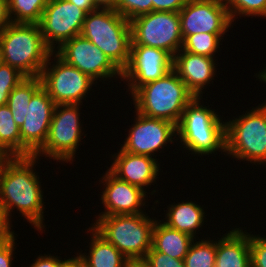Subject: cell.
<instances>
[{
  "label": "cell",
  "mask_w": 266,
  "mask_h": 267,
  "mask_svg": "<svg viewBox=\"0 0 266 267\" xmlns=\"http://www.w3.org/2000/svg\"><path fill=\"white\" fill-rule=\"evenodd\" d=\"M191 235L172 229L161 220H156L152 231V247L157 251L172 258L184 260L191 243Z\"/></svg>",
  "instance_id": "cell-21"
},
{
  "label": "cell",
  "mask_w": 266,
  "mask_h": 267,
  "mask_svg": "<svg viewBox=\"0 0 266 267\" xmlns=\"http://www.w3.org/2000/svg\"><path fill=\"white\" fill-rule=\"evenodd\" d=\"M163 220V223L172 229L187 233L193 238L196 236V231L202 228L204 224L205 211L203 206L201 207L192 201H182L176 204H171Z\"/></svg>",
  "instance_id": "cell-22"
},
{
  "label": "cell",
  "mask_w": 266,
  "mask_h": 267,
  "mask_svg": "<svg viewBox=\"0 0 266 267\" xmlns=\"http://www.w3.org/2000/svg\"><path fill=\"white\" fill-rule=\"evenodd\" d=\"M48 1L49 0H8L9 14L12 23L39 24Z\"/></svg>",
  "instance_id": "cell-26"
},
{
  "label": "cell",
  "mask_w": 266,
  "mask_h": 267,
  "mask_svg": "<svg viewBox=\"0 0 266 267\" xmlns=\"http://www.w3.org/2000/svg\"><path fill=\"white\" fill-rule=\"evenodd\" d=\"M89 253H79L86 267H124L128 259L111 243L107 242L91 226ZM92 231V232H91ZM86 254V255H85Z\"/></svg>",
  "instance_id": "cell-23"
},
{
  "label": "cell",
  "mask_w": 266,
  "mask_h": 267,
  "mask_svg": "<svg viewBox=\"0 0 266 267\" xmlns=\"http://www.w3.org/2000/svg\"><path fill=\"white\" fill-rule=\"evenodd\" d=\"M189 0H152L153 11L179 12Z\"/></svg>",
  "instance_id": "cell-35"
},
{
  "label": "cell",
  "mask_w": 266,
  "mask_h": 267,
  "mask_svg": "<svg viewBox=\"0 0 266 267\" xmlns=\"http://www.w3.org/2000/svg\"><path fill=\"white\" fill-rule=\"evenodd\" d=\"M3 63L25 77H39L53 52L44 42L39 24L11 23L0 32Z\"/></svg>",
  "instance_id": "cell-2"
},
{
  "label": "cell",
  "mask_w": 266,
  "mask_h": 267,
  "mask_svg": "<svg viewBox=\"0 0 266 267\" xmlns=\"http://www.w3.org/2000/svg\"><path fill=\"white\" fill-rule=\"evenodd\" d=\"M67 64L74 66L93 80L121 78L122 71L92 42L83 36L65 41L54 51Z\"/></svg>",
  "instance_id": "cell-12"
},
{
  "label": "cell",
  "mask_w": 266,
  "mask_h": 267,
  "mask_svg": "<svg viewBox=\"0 0 266 267\" xmlns=\"http://www.w3.org/2000/svg\"><path fill=\"white\" fill-rule=\"evenodd\" d=\"M135 113L134 124L128 129V136L121 145L124 151L154 158L156 151L159 152L167 146V143L177 141L175 124L164 119L145 116L137 111Z\"/></svg>",
  "instance_id": "cell-13"
},
{
  "label": "cell",
  "mask_w": 266,
  "mask_h": 267,
  "mask_svg": "<svg viewBox=\"0 0 266 267\" xmlns=\"http://www.w3.org/2000/svg\"><path fill=\"white\" fill-rule=\"evenodd\" d=\"M86 15L67 0H49L39 22L45 44L54 52L65 41L79 36Z\"/></svg>",
  "instance_id": "cell-11"
},
{
  "label": "cell",
  "mask_w": 266,
  "mask_h": 267,
  "mask_svg": "<svg viewBox=\"0 0 266 267\" xmlns=\"http://www.w3.org/2000/svg\"><path fill=\"white\" fill-rule=\"evenodd\" d=\"M224 35L225 33H200L186 36L181 50L214 58Z\"/></svg>",
  "instance_id": "cell-27"
},
{
  "label": "cell",
  "mask_w": 266,
  "mask_h": 267,
  "mask_svg": "<svg viewBox=\"0 0 266 267\" xmlns=\"http://www.w3.org/2000/svg\"><path fill=\"white\" fill-rule=\"evenodd\" d=\"M131 96L135 111L176 126L186 106L195 98L173 69L160 79L140 86Z\"/></svg>",
  "instance_id": "cell-4"
},
{
  "label": "cell",
  "mask_w": 266,
  "mask_h": 267,
  "mask_svg": "<svg viewBox=\"0 0 266 267\" xmlns=\"http://www.w3.org/2000/svg\"><path fill=\"white\" fill-rule=\"evenodd\" d=\"M234 119L225 122V153L235 160L266 165V101Z\"/></svg>",
  "instance_id": "cell-7"
},
{
  "label": "cell",
  "mask_w": 266,
  "mask_h": 267,
  "mask_svg": "<svg viewBox=\"0 0 266 267\" xmlns=\"http://www.w3.org/2000/svg\"><path fill=\"white\" fill-rule=\"evenodd\" d=\"M76 257H72L67 259L66 258L61 262L60 267H86L84 260L76 254Z\"/></svg>",
  "instance_id": "cell-39"
},
{
  "label": "cell",
  "mask_w": 266,
  "mask_h": 267,
  "mask_svg": "<svg viewBox=\"0 0 266 267\" xmlns=\"http://www.w3.org/2000/svg\"><path fill=\"white\" fill-rule=\"evenodd\" d=\"M51 57H55L54 61ZM39 77L42 87L56 105L81 104L82 99L87 97L86 94L90 93L92 85L98 83L79 69L67 64L55 52L48 57Z\"/></svg>",
  "instance_id": "cell-10"
},
{
  "label": "cell",
  "mask_w": 266,
  "mask_h": 267,
  "mask_svg": "<svg viewBox=\"0 0 266 267\" xmlns=\"http://www.w3.org/2000/svg\"><path fill=\"white\" fill-rule=\"evenodd\" d=\"M11 23L8 0H0V32Z\"/></svg>",
  "instance_id": "cell-38"
},
{
  "label": "cell",
  "mask_w": 266,
  "mask_h": 267,
  "mask_svg": "<svg viewBox=\"0 0 266 267\" xmlns=\"http://www.w3.org/2000/svg\"><path fill=\"white\" fill-rule=\"evenodd\" d=\"M173 57L165 50L131 45L130 61L122 71V80L132 95L140 86L156 81L172 69Z\"/></svg>",
  "instance_id": "cell-15"
},
{
  "label": "cell",
  "mask_w": 266,
  "mask_h": 267,
  "mask_svg": "<svg viewBox=\"0 0 266 267\" xmlns=\"http://www.w3.org/2000/svg\"><path fill=\"white\" fill-rule=\"evenodd\" d=\"M218 239L215 267H251L250 233L233 228Z\"/></svg>",
  "instance_id": "cell-20"
},
{
  "label": "cell",
  "mask_w": 266,
  "mask_h": 267,
  "mask_svg": "<svg viewBox=\"0 0 266 267\" xmlns=\"http://www.w3.org/2000/svg\"><path fill=\"white\" fill-rule=\"evenodd\" d=\"M214 60L208 56L180 50L173 56L172 69L195 97H202L203 89L211 84L217 71Z\"/></svg>",
  "instance_id": "cell-18"
},
{
  "label": "cell",
  "mask_w": 266,
  "mask_h": 267,
  "mask_svg": "<svg viewBox=\"0 0 266 267\" xmlns=\"http://www.w3.org/2000/svg\"><path fill=\"white\" fill-rule=\"evenodd\" d=\"M68 2L75 4L80 9L84 10L86 13L96 10L92 0H67Z\"/></svg>",
  "instance_id": "cell-40"
},
{
  "label": "cell",
  "mask_w": 266,
  "mask_h": 267,
  "mask_svg": "<svg viewBox=\"0 0 266 267\" xmlns=\"http://www.w3.org/2000/svg\"><path fill=\"white\" fill-rule=\"evenodd\" d=\"M128 21L153 11L152 0H117L115 9Z\"/></svg>",
  "instance_id": "cell-31"
},
{
  "label": "cell",
  "mask_w": 266,
  "mask_h": 267,
  "mask_svg": "<svg viewBox=\"0 0 266 267\" xmlns=\"http://www.w3.org/2000/svg\"><path fill=\"white\" fill-rule=\"evenodd\" d=\"M81 36L98 47L121 71L129 64L130 21L116 10L100 9L87 13Z\"/></svg>",
  "instance_id": "cell-5"
},
{
  "label": "cell",
  "mask_w": 266,
  "mask_h": 267,
  "mask_svg": "<svg viewBox=\"0 0 266 267\" xmlns=\"http://www.w3.org/2000/svg\"><path fill=\"white\" fill-rule=\"evenodd\" d=\"M102 178L101 182L105 188L100 200L105 210L98 216L146 213L142 210V206H147L146 191L118 179L109 170H106Z\"/></svg>",
  "instance_id": "cell-17"
},
{
  "label": "cell",
  "mask_w": 266,
  "mask_h": 267,
  "mask_svg": "<svg viewBox=\"0 0 266 267\" xmlns=\"http://www.w3.org/2000/svg\"><path fill=\"white\" fill-rule=\"evenodd\" d=\"M251 267H266V237L250 234Z\"/></svg>",
  "instance_id": "cell-32"
},
{
  "label": "cell",
  "mask_w": 266,
  "mask_h": 267,
  "mask_svg": "<svg viewBox=\"0 0 266 267\" xmlns=\"http://www.w3.org/2000/svg\"><path fill=\"white\" fill-rule=\"evenodd\" d=\"M55 106L42 86L33 94L20 127L21 156H32L44 145Z\"/></svg>",
  "instance_id": "cell-16"
},
{
  "label": "cell",
  "mask_w": 266,
  "mask_h": 267,
  "mask_svg": "<svg viewBox=\"0 0 266 267\" xmlns=\"http://www.w3.org/2000/svg\"><path fill=\"white\" fill-rule=\"evenodd\" d=\"M81 104H59L55 106L49 132L44 145L34 154L56 161L73 162L81 144L82 125L79 112Z\"/></svg>",
  "instance_id": "cell-8"
},
{
  "label": "cell",
  "mask_w": 266,
  "mask_h": 267,
  "mask_svg": "<svg viewBox=\"0 0 266 267\" xmlns=\"http://www.w3.org/2000/svg\"><path fill=\"white\" fill-rule=\"evenodd\" d=\"M124 267H148V264L143 259L128 260Z\"/></svg>",
  "instance_id": "cell-42"
},
{
  "label": "cell",
  "mask_w": 266,
  "mask_h": 267,
  "mask_svg": "<svg viewBox=\"0 0 266 267\" xmlns=\"http://www.w3.org/2000/svg\"><path fill=\"white\" fill-rule=\"evenodd\" d=\"M42 86L40 77H25L10 93L7 106L13 119L21 127L33 94Z\"/></svg>",
  "instance_id": "cell-24"
},
{
  "label": "cell",
  "mask_w": 266,
  "mask_h": 267,
  "mask_svg": "<svg viewBox=\"0 0 266 267\" xmlns=\"http://www.w3.org/2000/svg\"><path fill=\"white\" fill-rule=\"evenodd\" d=\"M96 8L116 9L117 0H92Z\"/></svg>",
  "instance_id": "cell-41"
},
{
  "label": "cell",
  "mask_w": 266,
  "mask_h": 267,
  "mask_svg": "<svg viewBox=\"0 0 266 267\" xmlns=\"http://www.w3.org/2000/svg\"><path fill=\"white\" fill-rule=\"evenodd\" d=\"M256 75H257L256 78L259 77V79H260L261 82L263 81V82L266 83V67H265V69L263 71L262 70H261V72L259 71V73L256 74Z\"/></svg>",
  "instance_id": "cell-43"
},
{
  "label": "cell",
  "mask_w": 266,
  "mask_h": 267,
  "mask_svg": "<svg viewBox=\"0 0 266 267\" xmlns=\"http://www.w3.org/2000/svg\"><path fill=\"white\" fill-rule=\"evenodd\" d=\"M3 59H2V54H1V51H0V67L3 65Z\"/></svg>",
  "instance_id": "cell-45"
},
{
  "label": "cell",
  "mask_w": 266,
  "mask_h": 267,
  "mask_svg": "<svg viewBox=\"0 0 266 267\" xmlns=\"http://www.w3.org/2000/svg\"><path fill=\"white\" fill-rule=\"evenodd\" d=\"M232 22L237 16L266 17V0H223ZM242 15V16H241Z\"/></svg>",
  "instance_id": "cell-29"
},
{
  "label": "cell",
  "mask_w": 266,
  "mask_h": 267,
  "mask_svg": "<svg viewBox=\"0 0 266 267\" xmlns=\"http://www.w3.org/2000/svg\"><path fill=\"white\" fill-rule=\"evenodd\" d=\"M25 78L16 68L3 64L0 67V106L6 105L11 91Z\"/></svg>",
  "instance_id": "cell-30"
},
{
  "label": "cell",
  "mask_w": 266,
  "mask_h": 267,
  "mask_svg": "<svg viewBox=\"0 0 266 267\" xmlns=\"http://www.w3.org/2000/svg\"><path fill=\"white\" fill-rule=\"evenodd\" d=\"M143 260L148 264V267H185L184 260L157 252L153 247L146 253Z\"/></svg>",
  "instance_id": "cell-33"
},
{
  "label": "cell",
  "mask_w": 266,
  "mask_h": 267,
  "mask_svg": "<svg viewBox=\"0 0 266 267\" xmlns=\"http://www.w3.org/2000/svg\"><path fill=\"white\" fill-rule=\"evenodd\" d=\"M58 256H52L51 254L44 256H38L34 263H32L29 267H60L62 259H59Z\"/></svg>",
  "instance_id": "cell-37"
},
{
  "label": "cell",
  "mask_w": 266,
  "mask_h": 267,
  "mask_svg": "<svg viewBox=\"0 0 266 267\" xmlns=\"http://www.w3.org/2000/svg\"><path fill=\"white\" fill-rule=\"evenodd\" d=\"M39 158L32 156L6 157L1 162L0 207L12 218L13 209L42 233L44 224V201L40 178L34 165Z\"/></svg>",
  "instance_id": "cell-1"
},
{
  "label": "cell",
  "mask_w": 266,
  "mask_h": 267,
  "mask_svg": "<svg viewBox=\"0 0 266 267\" xmlns=\"http://www.w3.org/2000/svg\"><path fill=\"white\" fill-rule=\"evenodd\" d=\"M11 218L8 213L0 207V245L15 238L14 231L11 230Z\"/></svg>",
  "instance_id": "cell-34"
},
{
  "label": "cell",
  "mask_w": 266,
  "mask_h": 267,
  "mask_svg": "<svg viewBox=\"0 0 266 267\" xmlns=\"http://www.w3.org/2000/svg\"><path fill=\"white\" fill-rule=\"evenodd\" d=\"M195 97L184 109L176 126L182 147L198 156L226 151L225 122L211 107L203 106ZM184 145V146H183Z\"/></svg>",
  "instance_id": "cell-3"
},
{
  "label": "cell",
  "mask_w": 266,
  "mask_h": 267,
  "mask_svg": "<svg viewBox=\"0 0 266 267\" xmlns=\"http://www.w3.org/2000/svg\"><path fill=\"white\" fill-rule=\"evenodd\" d=\"M6 158V156L1 152L0 150V163L3 162V160Z\"/></svg>",
  "instance_id": "cell-44"
},
{
  "label": "cell",
  "mask_w": 266,
  "mask_h": 267,
  "mask_svg": "<svg viewBox=\"0 0 266 267\" xmlns=\"http://www.w3.org/2000/svg\"><path fill=\"white\" fill-rule=\"evenodd\" d=\"M114 161L109 171L118 179L126 181L145 190V187L156 182L159 176L160 164L156 158L146 155H137L124 151L122 148L118 153L112 155Z\"/></svg>",
  "instance_id": "cell-19"
},
{
  "label": "cell",
  "mask_w": 266,
  "mask_h": 267,
  "mask_svg": "<svg viewBox=\"0 0 266 267\" xmlns=\"http://www.w3.org/2000/svg\"><path fill=\"white\" fill-rule=\"evenodd\" d=\"M131 45H145L168 52L181 50L183 37L179 12L152 11L130 21Z\"/></svg>",
  "instance_id": "cell-9"
},
{
  "label": "cell",
  "mask_w": 266,
  "mask_h": 267,
  "mask_svg": "<svg viewBox=\"0 0 266 267\" xmlns=\"http://www.w3.org/2000/svg\"><path fill=\"white\" fill-rule=\"evenodd\" d=\"M141 214L97 216L91 227L128 260L144 259L152 248L155 219Z\"/></svg>",
  "instance_id": "cell-6"
},
{
  "label": "cell",
  "mask_w": 266,
  "mask_h": 267,
  "mask_svg": "<svg viewBox=\"0 0 266 267\" xmlns=\"http://www.w3.org/2000/svg\"><path fill=\"white\" fill-rule=\"evenodd\" d=\"M0 150L6 157L21 156L20 127L7 105L0 106Z\"/></svg>",
  "instance_id": "cell-25"
},
{
  "label": "cell",
  "mask_w": 266,
  "mask_h": 267,
  "mask_svg": "<svg viewBox=\"0 0 266 267\" xmlns=\"http://www.w3.org/2000/svg\"><path fill=\"white\" fill-rule=\"evenodd\" d=\"M15 240L0 245V267H11L15 251Z\"/></svg>",
  "instance_id": "cell-36"
},
{
  "label": "cell",
  "mask_w": 266,
  "mask_h": 267,
  "mask_svg": "<svg viewBox=\"0 0 266 267\" xmlns=\"http://www.w3.org/2000/svg\"><path fill=\"white\" fill-rule=\"evenodd\" d=\"M181 34L226 33L232 19L223 0H189L179 11Z\"/></svg>",
  "instance_id": "cell-14"
},
{
  "label": "cell",
  "mask_w": 266,
  "mask_h": 267,
  "mask_svg": "<svg viewBox=\"0 0 266 267\" xmlns=\"http://www.w3.org/2000/svg\"><path fill=\"white\" fill-rule=\"evenodd\" d=\"M199 240L191 243L184 257L185 267H215L216 240Z\"/></svg>",
  "instance_id": "cell-28"
}]
</instances>
